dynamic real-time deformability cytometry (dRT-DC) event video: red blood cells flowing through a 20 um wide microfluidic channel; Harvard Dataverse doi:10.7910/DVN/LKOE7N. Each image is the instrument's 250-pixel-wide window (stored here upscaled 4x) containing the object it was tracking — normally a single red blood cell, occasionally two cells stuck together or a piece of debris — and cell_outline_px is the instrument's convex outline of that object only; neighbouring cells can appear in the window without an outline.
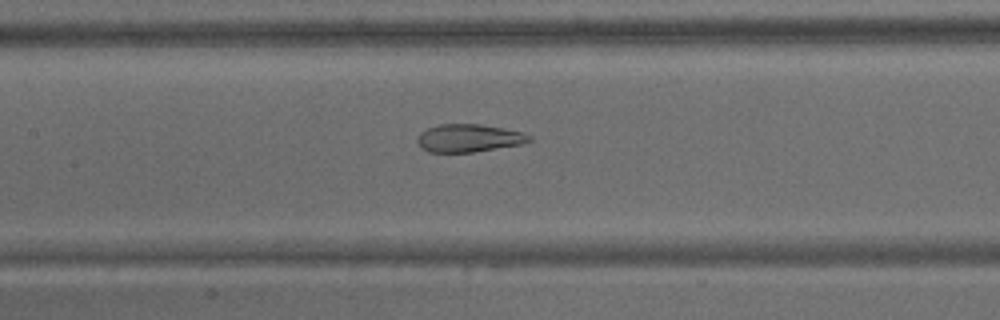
{"species": "common noctule bat (a hibernating species)", "species_latin": "Nyctalus noctula", "temperature_condition": "warm", "stored_images_in_passage": 65, "camera_frame_rate_fps": 3000, "um_per_image_px": 0.085, "animal": {"sex": "male", "body_mass_g": 15.6}, "frame": {"image": 1, "passage_image": 30, "time_ms": 9.667, "image_size_px": [1000, 320], "cell_outline_px": [[532, 140], [520, 144], [472, 152], [428, 152], [420, 148], [416, 140], [416, 136], [420, 132], [428, 128], [440, 124], [480, 124], [504, 128], [520, 132], [532, 136]], "centroid_in_image_um": [39.79, 11.74], "position_along_channel_um": 167.6, "area_um2": 18.15}}
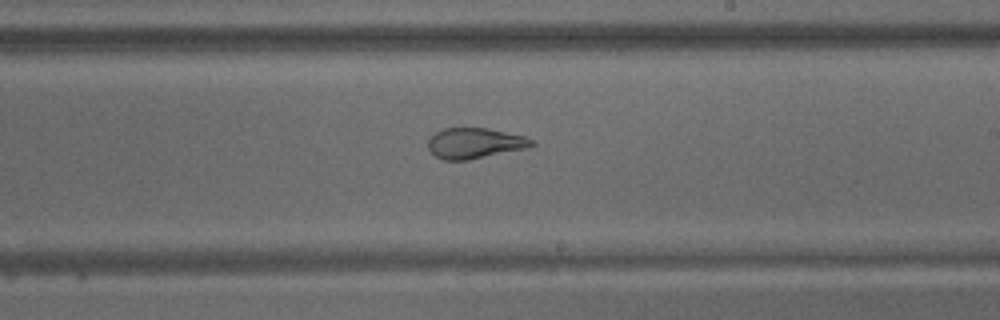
{"frame": {"image": 2, "passage_image": 38, "time_ms": 12.333, "image_size_px": [1000, 320], "cell_outline_px": [[536, 144], [528, 148], [468, 160], [444, 160], [436, 156], [428, 148], [428, 140], [436, 132], [444, 128], [488, 128], [524, 136], [532, 140]], "centroid_in_image_um": [40.37, 12.17], "position_along_channel_um": 248.6, "area_um2": 18.38}}
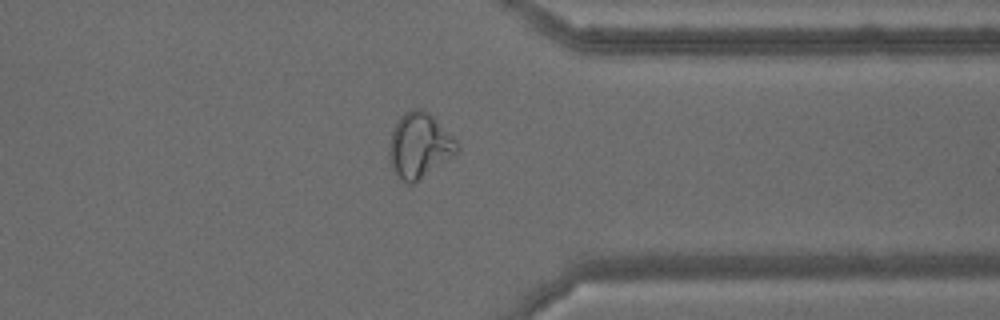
{"frame": {"image": 3, "passage_image": 51, "time_ms": 16.667, "image_size_px": [1000, 320], "cell_outline_px": [[460, 148], [456, 156], [420, 180], [412, 184], [408, 184], [392, 168], [388, 156], [388, 148], [392, 128], [396, 120], [404, 112], [412, 108], [420, 108], [428, 112], [456, 140]], "centroid_in_image_um": [35.65, 12.37], "position_along_channel_um": 375.7, "area_um2": 26.07}, "authors_computed_cell_mechanics": {"area_um2": 25.3164, "velocity_mm_per_s": 3.05, "shape_relaxation_time_tau1_ms": null, "shape_relaxation_time_tau2_ms": 1.4748, "deformation_change_tau1": null, "deformation_change_tau2": 0.0771}}